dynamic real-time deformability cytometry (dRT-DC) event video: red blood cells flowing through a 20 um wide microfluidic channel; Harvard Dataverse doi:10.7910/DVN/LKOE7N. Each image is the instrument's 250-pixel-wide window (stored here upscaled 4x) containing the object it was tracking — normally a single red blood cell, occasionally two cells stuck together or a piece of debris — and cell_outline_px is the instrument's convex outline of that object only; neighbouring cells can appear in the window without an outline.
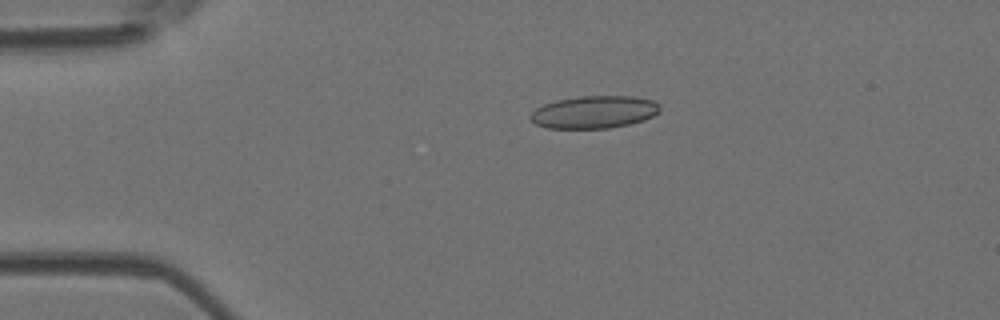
{"species": "Egyptian fruit bat (a non-hibernating species)", "species_latin": "Rousettus aegyptiacus", "temperature_condition": "room temperature", "stored_images_in_passage": 4, "camera_frame_rate_fps": 3000, "um_per_image_px": 0.085, "animal": {"sex": "female"}, "frame": {"image": 1, "passage_image": 3, "time_ms": 3.333, "image_size_px": [1000, 320], "cell_outline_px": [[660, 112], [644, 120], [628, 124], [608, 128], [548, 128], [536, 124], [528, 116], [536, 108], [544, 104], [556, 100], [580, 96], [632, 96], [652, 100], [660, 108]], "centroid_in_image_um": [50.48, 9.52], "position_along_channel_um": 34.5, "area_um2": 24.39}}